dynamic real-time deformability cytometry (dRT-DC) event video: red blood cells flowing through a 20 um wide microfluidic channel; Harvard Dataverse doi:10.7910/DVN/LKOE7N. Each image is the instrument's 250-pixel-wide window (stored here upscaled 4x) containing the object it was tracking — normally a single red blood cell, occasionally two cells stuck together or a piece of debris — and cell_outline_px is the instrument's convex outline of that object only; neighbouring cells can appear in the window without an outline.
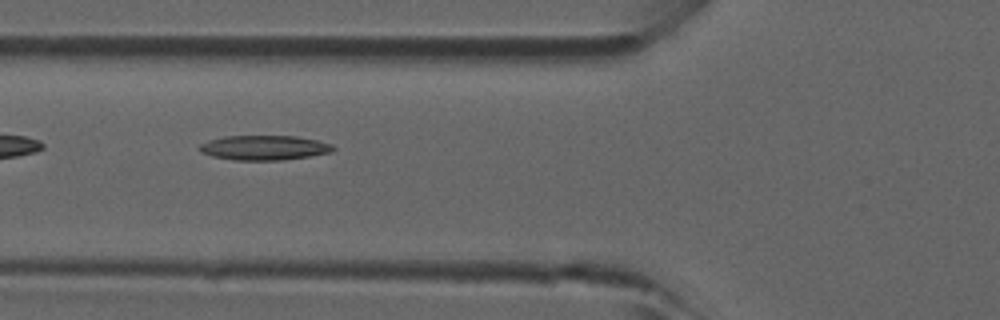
{"species": "common noctule bat (a hibernating species)", "species_latin": "Nyctalus noctula", "temperature_condition": "room temperature", "stored_images_in_passage": 5, "camera_frame_rate_fps": 3000, "um_per_image_px": 0.085, "animal": {"sex": "male", "forearm_length_mm": 52.5}, "frame": {"image": 1, "passage_image": 5, "time_ms": 1.333, "image_size_px": [1000, 320], "cell_outline_px": [[336, 148], [332, 152], [284, 160], [236, 160], [212, 156], [200, 152], [196, 148], [200, 144], [208, 140], [224, 136], [296, 136], [316, 140], [332, 144]], "centroid_in_image_um": [22.43, 12.55], "position_along_channel_um": 103.4, "area_um2": 19.31}}